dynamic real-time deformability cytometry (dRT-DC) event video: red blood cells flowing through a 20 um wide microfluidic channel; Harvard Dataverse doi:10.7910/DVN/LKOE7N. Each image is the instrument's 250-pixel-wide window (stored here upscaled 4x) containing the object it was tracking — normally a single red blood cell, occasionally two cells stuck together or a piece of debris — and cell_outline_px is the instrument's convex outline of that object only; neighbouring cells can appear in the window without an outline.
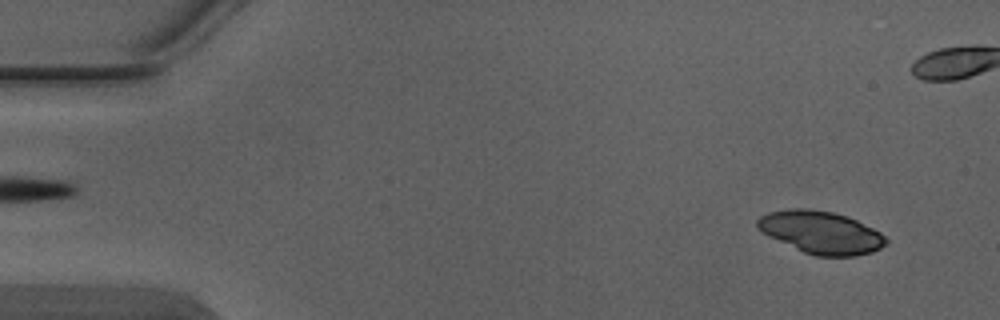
{"species": "Egyptian fruit bat (a non-hibernating species)", "species_latin": "Rousettus aegyptiacus", "temperature_condition": "warm", "stored_images_in_passage": 3, "camera_frame_rate_fps": 3000, "um_per_image_px": 0.085, "animal": {"sex": "male"}, "frame": {"image": 1, "passage_image": 1, "time_ms": 0.0, "image_size_px": [1000, 320], "cell_outline_px": [[888, 244], [872, 252], [856, 256], [816, 256], [804, 252], [768, 236], [756, 228], [756, 220], [760, 216], [768, 212], [788, 208], [808, 208], [832, 212], [848, 216], [880, 232], [888, 240]], "centroid_in_image_um": [69.76, 19.74], "position_along_channel_um": 15.2, "area_um2": 31.96}}